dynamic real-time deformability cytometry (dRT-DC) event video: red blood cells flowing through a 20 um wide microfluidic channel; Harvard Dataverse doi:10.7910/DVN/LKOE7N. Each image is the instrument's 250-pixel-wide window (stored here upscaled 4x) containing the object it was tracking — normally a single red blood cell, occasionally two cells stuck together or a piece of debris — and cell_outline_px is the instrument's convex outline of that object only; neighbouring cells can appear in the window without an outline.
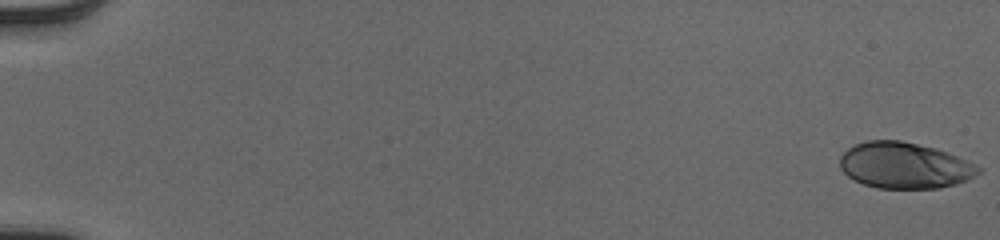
{"species": "human", "species_latin": "Homo sapiens", "temperature_condition": "cold", "stored_images_in_passage": 54, "camera_frame_rate_fps": 3000, "um_per_image_px": 0.085, "donor": {"sex": "male"}, "frame": {"image": 1, "passage_image": 1, "time_ms": 0.0, "image_size_px": [1000, 240], "cell_outline_px": [[980, 172], [976, 176], [968, 180], [956, 184], [940, 188], [876, 188], [852, 180], [840, 168], [840, 156], [848, 148], [856, 144], [868, 140], [900, 140], [936, 148], [948, 152], [980, 168]], "centroid_in_image_um": [76.86, 14.07], "position_along_channel_um": 8.1, "area_um2": 37.17}}
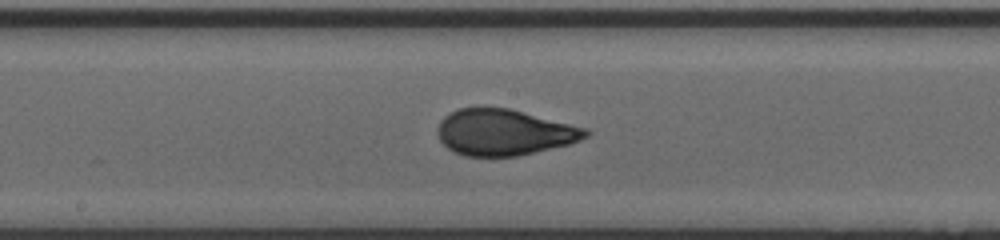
{"frame": {"image": 2, "passage_image": 31, "time_ms": 10.0, "image_size_px": [1000, 240], "cell_outline_px": [[592, 132], [588, 136], [580, 140], [568, 144], [516, 156], [464, 156], [452, 152], [440, 140], [436, 132], [436, 128], [440, 120], [444, 116], [456, 108], [508, 108], [588, 128]], "centroid_in_image_um": [42.82, 11.24], "position_along_channel_um": 205.4, "area_um2": 39.82}}
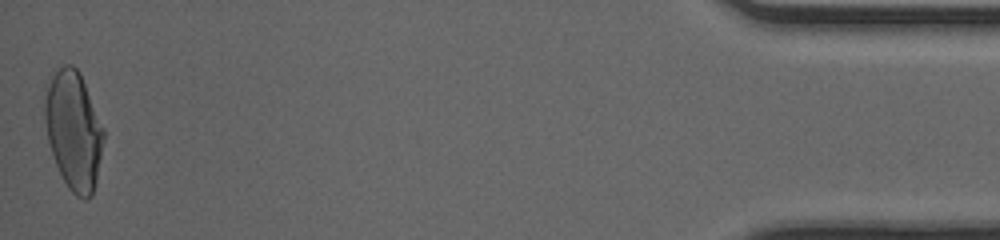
{"frame": {"image": 3, "passage_image": 54, "time_ms": 17.667, "image_size_px": [1000, 240], "cell_outline_px": [[104, 140], [96, 180], [92, 196], [88, 200], [84, 200], [76, 196], [68, 188], [56, 164], [48, 140], [44, 120], [44, 84], [64, 64], [72, 64], [80, 72], [104, 128]], "centroid_in_image_um": [6.24, 11.06], "position_along_channel_um": 429.0, "area_um2": 40.86}, "authors_computed_cell_mechanics": {"area_um2": 39.0439, "velocity_mm_per_s": 3.9804, "shape_relaxation_time_tau1_ms": 5.3178, "shape_relaxation_time_tau2_ms": null, "deformation_change_tau1": 0.2027, "deformation_change_tau2": null}}